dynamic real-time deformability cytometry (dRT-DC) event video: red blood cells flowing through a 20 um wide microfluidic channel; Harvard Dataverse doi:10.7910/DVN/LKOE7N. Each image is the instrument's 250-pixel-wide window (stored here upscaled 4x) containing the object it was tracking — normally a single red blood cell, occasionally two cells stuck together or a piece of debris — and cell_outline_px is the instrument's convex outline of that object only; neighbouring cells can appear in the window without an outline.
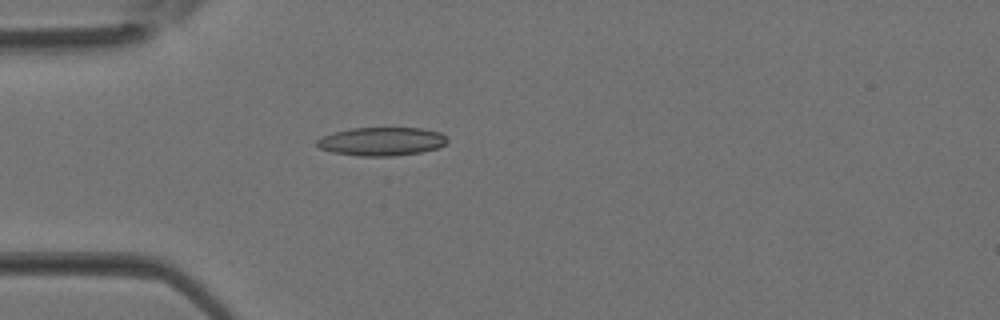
{"species": "Egyptian fruit bat (a non-hibernating species)", "species_latin": "Rousettus aegyptiacus", "temperature_condition": "room temperature", "stored_images_in_passage": 3, "camera_frame_rate_fps": 3000, "um_per_image_px": 0.085, "animal": {"sex": "female"}, "frame": {"image": 1, "passage_image": 3, "time_ms": 0.667, "image_size_px": [1000, 320], "cell_outline_px": [[448, 140], [444, 144], [436, 148], [420, 152], [392, 156], [360, 156], [332, 152], [320, 148], [316, 144], [316, 140], [332, 132], [352, 128], [420, 128], [440, 132]], "centroid_in_image_um": [32.41, 12.02], "position_along_channel_um": 52.6, "area_um2": 21.44}}